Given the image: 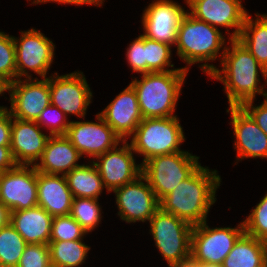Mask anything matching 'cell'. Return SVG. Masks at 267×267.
<instances>
[{
  "mask_svg": "<svg viewBox=\"0 0 267 267\" xmlns=\"http://www.w3.org/2000/svg\"><path fill=\"white\" fill-rule=\"evenodd\" d=\"M230 42L231 46L220 53L223 69L216 68L209 76L225 85L229 106H241L254 100L257 93L266 98L267 90L263 89V85L258 86L261 83L259 72L265 77V68L238 39H230Z\"/></svg>",
  "mask_w": 267,
  "mask_h": 267,
  "instance_id": "obj_1",
  "label": "cell"
},
{
  "mask_svg": "<svg viewBox=\"0 0 267 267\" xmlns=\"http://www.w3.org/2000/svg\"><path fill=\"white\" fill-rule=\"evenodd\" d=\"M220 182L216 170L200 166L160 201V208L193 226L201 224L216 201L215 193Z\"/></svg>",
  "mask_w": 267,
  "mask_h": 267,
  "instance_id": "obj_2",
  "label": "cell"
},
{
  "mask_svg": "<svg viewBox=\"0 0 267 267\" xmlns=\"http://www.w3.org/2000/svg\"><path fill=\"white\" fill-rule=\"evenodd\" d=\"M188 70L150 72L134 79V88L141 114L146 118L174 117L176 103Z\"/></svg>",
  "mask_w": 267,
  "mask_h": 267,
  "instance_id": "obj_3",
  "label": "cell"
},
{
  "mask_svg": "<svg viewBox=\"0 0 267 267\" xmlns=\"http://www.w3.org/2000/svg\"><path fill=\"white\" fill-rule=\"evenodd\" d=\"M177 54L187 65L207 62L199 67L210 75L217 67L209 65L208 61L215 60L219 51L226 47L225 37L218 28L206 22L195 19L188 12L184 14L177 29L176 42ZM223 45V46H222Z\"/></svg>",
  "mask_w": 267,
  "mask_h": 267,
  "instance_id": "obj_4",
  "label": "cell"
},
{
  "mask_svg": "<svg viewBox=\"0 0 267 267\" xmlns=\"http://www.w3.org/2000/svg\"><path fill=\"white\" fill-rule=\"evenodd\" d=\"M131 137L133 153L144 156L141 165L154 156L182 151L179 145L185 140L177 116L143 119Z\"/></svg>",
  "mask_w": 267,
  "mask_h": 267,
  "instance_id": "obj_5",
  "label": "cell"
},
{
  "mask_svg": "<svg viewBox=\"0 0 267 267\" xmlns=\"http://www.w3.org/2000/svg\"><path fill=\"white\" fill-rule=\"evenodd\" d=\"M150 233L169 267L187 264L191 260L193 225L159 208L150 218Z\"/></svg>",
  "mask_w": 267,
  "mask_h": 267,
  "instance_id": "obj_6",
  "label": "cell"
},
{
  "mask_svg": "<svg viewBox=\"0 0 267 267\" xmlns=\"http://www.w3.org/2000/svg\"><path fill=\"white\" fill-rule=\"evenodd\" d=\"M198 159L187 151L154 156L142 164V175L160 202L201 166Z\"/></svg>",
  "mask_w": 267,
  "mask_h": 267,
  "instance_id": "obj_7",
  "label": "cell"
},
{
  "mask_svg": "<svg viewBox=\"0 0 267 267\" xmlns=\"http://www.w3.org/2000/svg\"><path fill=\"white\" fill-rule=\"evenodd\" d=\"M244 223L236 228L210 229L207 222L194 225L191 233V263L222 265L235 242L244 233Z\"/></svg>",
  "mask_w": 267,
  "mask_h": 267,
  "instance_id": "obj_8",
  "label": "cell"
},
{
  "mask_svg": "<svg viewBox=\"0 0 267 267\" xmlns=\"http://www.w3.org/2000/svg\"><path fill=\"white\" fill-rule=\"evenodd\" d=\"M16 50V80L25 76L31 78L26 69L46 78L54 58L55 45L40 31H21V38L14 37Z\"/></svg>",
  "mask_w": 267,
  "mask_h": 267,
  "instance_id": "obj_9",
  "label": "cell"
},
{
  "mask_svg": "<svg viewBox=\"0 0 267 267\" xmlns=\"http://www.w3.org/2000/svg\"><path fill=\"white\" fill-rule=\"evenodd\" d=\"M6 91L10 93L9 112L13 118L37 121L41 112L51 104L49 77L43 80L17 79L6 86Z\"/></svg>",
  "mask_w": 267,
  "mask_h": 267,
  "instance_id": "obj_10",
  "label": "cell"
},
{
  "mask_svg": "<svg viewBox=\"0 0 267 267\" xmlns=\"http://www.w3.org/2000/svg\"><path fill=\"white\" fill-rule=\"evenodd\" d=\"M17 165L0 173V201L11 211L38 205L37 171L34 165Z\"/></svg>",
  "mask_w": 267,
  "mask_h": 267,
  "instance_id": "obj_11",
  "label": "cell"
},
{
  "mask_svg": "<svg viewBox=\"0 0 267 267\" xmlns=\"http://www.w3.org/2000/svg\"><path fill=\"white\" fill-rule=\"evenodd\" d=\"M113 192L116 195L118 215L127 223L149 221L160 208L159 200L142 174Z\"/></svg>",
  "mask_w": 267,
  "mask_h": 267,
  "instance_id": "obj_12",
  "label": "cell"
},
{
  "mask_svg": "<svg viewBox=\"0 0 267 267\" xmlns=\"http://www.w3.org/2000/svg\"><path fill=\"white\" fill-rule=\"evenodd\" d=\"M49 77L51 104L57 106L64 114L84 117L91 103L92 92L83 72L65 75L54 73Z\"/></svg>",
  "mask_w": 267,
  "mask_h": 267,
  "instance_id": "obj_13",
  "label": "cell"
},
{
  "mask_svg": "<svg viewBox=\"0 0 267 267\" xmlns=\"http://www.w3.org/2000/svg\"><path fill=\"white\" fill-rule=\"evenodd\" d=\"M122 142L124 144L122 147L117 148L116 145L97 156L96 162L93 160L108 193L134 181L142 174V165L135 163L131 145L127 140Z\"/></svg>",
  "mask_w": 267,
  "mask_h": 267,
  "instance_id": "obj_14",
  "label": "cell"
},
{
  "mask_svg": "<svg viewBox=\"0 0 267 267\" xmlns=\"http://www.w3.org/2000/svg\"><path fill=\"white\" fill-rule=\"evenodd\" d=\"M96 119L100 122L71 121L67 129L65 136L81 156L87 154L95 158L122 143V139L99 114Z\"/></svg>",
  "mask_w": 267,
  "mask_h": 267,
  "instance_id": "obj_15",
  "label": "cell"
},
{
  "mask_svg": "<svg viewBox=\"0 0 267 267\" xmlns=\"http://www.w3.org/2000/svg\"><path fill=\"white\" fill-rule=\"evenodd\" d=\"M188 12L195 19L217 26L235 28L230 39H237L247 16L241 0H186Z\"/></svg>",
  "mask_w": 267,
  "mask_h": 267,
  "instance_id": "obj_16",
  "label": "cell"
},
{
  "mask_svg": "<svg viewBox=\"0 0 267 267\" xmlns=\"http://www.w3.org/2000/svg\"><path fill=\"white\" fill-rule=\"evenodd\" d=\"M182 6L172 0H155L143 12L144 36L175 45L177 29L185 14Z\"/></svg>",
  "mask_w": 267,
  "mask_h": 267,
  "instance_id": "obj_17",
  "label": "cell"
},
{
  "mask_svg": "<svg viewBox=\"0 0 267 267\" xmlns=\"http://www.w3.org/2000/svg\"><path fill=\"white\" fill-rule=\"evenodd\" d=\"M237 158H267V135L241 106H230Z\"/></svg>",
  "mask_w": 267,
  "mask_h": 267,
  "instance_id": "obj_18",
  "label": "cell"
},
{
  "mask_svg": "<svg viewBox=\"0 0 267 267\" xmlns=\"http://www.w3.org/2000/svg\"><path fill=\"white\" fill-rule=\"evenodd\" d=\"M40 128L36 121L12 117L10 148L18 165L32 166L40 159L50 137Z\"/></svg>",
  "mask_w": 267,
  "mask_h": 267,
  "instance_id": "obj_19",
  "label": "cell"
},
{
  "mask_svg": "<svg viewBox=\"0 0 267 267\" xmlns=\"http://www.w3.org/2000/svg\"><path fill=\"white\" fill-rule=\"evenodd\" d=\"M99 115L122 140L130 138L144 119L135 90L130 84Z\"/></svg>",
  "mask_w": 267,
  "mask_h": 267,
  "instance_id": "obj_20",
  "label": "cell"
},
{
  "mask_svg": "<svg viewBox=\"0 0 267 267\" xmlns=\"http://www.w3.org/2000/svg\"><path fill=\"white\" fill-rule=\"evenodd\" d=\"M37 192L38 205L52 217L70 214L74 197L65 175L37 172Z\"/></svg>",
  "mask_w": 267,
  "mask_h": 267,
  "instance_id": "obj_21",
  "label": "cell"
},
{
  "mask_svg": "<svg viewBox=\"0 0 267 267\" xmlns=\"http://www.w3.org/2000/svg\"><path fill=\"white\" fill-rule=\"evenodd\" d=\"M81 154L65 135L50 136L40 157L35 163L37 172L55 175H66L75 167Z\"/></svg>",
  "mask_w": 267,
  "mask_h": 267,
  "instance_id": "obj_22",
  "label": "cell"
},
{
  "mask_svg": "<svg viewBox=\"0 0 267 267\" xmlns=\"http://www.w3.org/2000/svg\"><path fill=\"white\" fill-rule=\"evenodd\" d=\"M53 217L41 206L11 211L10 224L19 232L27 244L50 242Z\"/></svg>",
  "mask_w": 267,
  "mask_h": 267,
  "instance_id": "obj_23",
  "label": "cell"
},
{
  "mask_svg": "<svg viewBox=\"0 0 267 267\" xmlns=\"http://www.w3.org/2000/svg\"><path fill=\"white\" fill-rule=\"evenodd\" d=\"M222 267H267V242L244 232L225 257Z\"/></svg>",
  "mask_w": 267,
  "mask_h": 267,
  "instance_id": "obj_24",
  "label": "cell"
},
{
  "mask_svg": "<svg viewBox=\"0 0 267 267\" xmlns=\"http://www.w3.org/2000/svg\"><path fill=\"white\" fill-rule=\"evenodd\" d=\"M256 15L255 21L247 14L238 40L256 58L258 63L267 67V15Z\"/></svg>",
  "mask_w": 267,
  "mask_h": 267,
  "instance_id": "obj_25",
  "label": "cell"
},
{
  "mask_svg": "<svg viewBox=\"0 0 267 267\" xmlns=\"http://www.w3.org/2000/svg\"><path fill=\"white\" fill-rule=\"evenodd\" d=\"M65 177L74 198L98 199L105 188L96 166L92 163L75 167Z\"/></svg>",
  "mask_w": 267,
  "mask_h": 267,
  "instance_id": "obj_26",
  "label": "cell"
},
{
  "mask_svg": "<svg viewBox=\"0 0 267 267\" xmlns=\"http://www.w3.org/2000/svg\"><path fill=\"white\" fill-rule=\"evenodd\" d=\"M82 240L50 241V262L61 267H79L85 263L90 247Z\"/></svg>",
  "mask_w": 267,
  "mask_h": 267,
  "instance_id": "obj_27",
  "label": "cell"
},
{
  "mask_svg": "<svg viewBox=\"0 0 267 267\" xmlns=\"http://www.w3.org/2000/svg\"><path fill=\"white\" fill-rule=\"evenodd\" d=\"M26 241L11 224L0 228V267H17Z\"/></svg>",
  "mask_w": 267,
  "mask_h": 267,
  "instance_id": "obj_28",
  "label": "cell"
},
{
  "mask_svg": "<svg viewBox=\"0 0 267 267\" xmlns=\"http://www.w3.org/2000/svg\"><path fill=\"white\" fill-rule=\"evenodd\" d=\"M145 60L147 61V73L166 72L172 70H188V67L166 69L174 67L171 64V45L145 36Z\"/></svg>",
  "mask_w": 267,
  "mask_h": 267,
  "instance_id": "obj_29",
  "label": "cell"
},
{
  "mask_svg": "<svg viewBox=\"0 0 267 267\" xmlns=\"http://www.w3.org/2000/svg\"><path fill=\"white\" fill-rule=\"evenodd\" d=\"M101 207L98 199L74 198L70 215L88 233L94 230L101 221Z\"/></svg>",
  "mask_w": 267,
  "mask_h": 267,
  "instance_id": "obj_30",
  "label": "cell"
},
{
  "mask_svg": "<svg viewBox=\"0 0 267 267\" xmlns=\"http://www.w3.org/2000/svg\"><path fill=\"white\" fill-rule=\"evenodd\" d=\"M0 81L8 86L16 81V50L14 37L0 32Z\"/></svg>",
  "mask_w": 267,
  "mask_h": 267,
  "instance_id": "obj_31",
  "label": "cell"
},
{
  "mask_svg": "<svg viewBox=\"0 0 267 267\" xmlns=\"http://www.w3.org/2000/svg\"><path fill=\"white\" fill-rule=\"evenodd\" d=\"M86 234L70 214L55 216L52 219L50 241H74L82 239Z\"/></svg>",
  "mask_w": 267,
  "mask_h": 267,
  "instance_id": "obj_32",
  "label": "cell"
},
{
  "mask_svg": "<svg viewBox=\"0 0 267 267\" xmlns=\"http://www.w3.org/2000/svg\"><path fill=\"white\" fill-rule=\"evenodd\" d=\"M243 223L246 234L267 242V193Z\"/></svg>",
  "mask_w": 267,
  "mask_h": 267,
  "instance_id": "obj_33",
  "label": "cell"
},
{
  "mask_svg": "<svg viewBox=\"0 0 267 267\" xmlns=\"http://www.w3.org/2000/svg\"><path fill=\"white\" fill-rule=\"evenodd\" d=\"M36 123L41 127L50 130V136L66 135L67 129L71 123L67 120L64 114L57 106L52 104L48 105L40 114Z\"/></svg>",
  "mask_w": 267,
  "mask_h": 267,
  "instance_id": "obj_34",
  "label": "cell"
},
{
  "mask_svg": "<svg viewBox=\"0 0 267 267\" xmlns=\"http://www.w3.org/2000/svg\"><path fill=\"white\" fill-rule=\"evenodd\" d=\"M50 250L47 244H27L17 267H47Z\"/></svg>",
  "mask_w": 267,
  "mask_h": 267,
  "instance_id": "obj_35",
  "label": "cell"
},
{
  "mask_svg": "<svg viewBox=\"0 0 267 267\" xmlns=\"http://www.w3.org/2000/svg\"><path fill=\"white\" fill-rule=\"evenodd\" d=\"M128 64L133 72L147 73V61L145 60V36H138L127 48L126 54Z\"/></svg>",
  "mask_w": 267,
  "mask_h": 267,
  "instance_id": "obj_36",
  "label": "cell"
},
{
  "mask_svg": "<svg viewBox=\"0 0 267 267\" xmlns=\"http://www.w3.org/2000/svg\"><path fill=\"white\" fill-rule=\"evenodd\" d=\"M253 101L250 100L241 105V107L251 116L254 122L267 135V97L259 106H253Z\"/></svg>",
  "mask_w": 267,
  "mask_h": 267,
  "instance_id": "obj_37",
  "label": "cell"
},
{
  "mask_svg": "<svg viewBox=\"0 0 267 267\" xmlns=\"http://www.w3.org/2000/svg\"><path fill=\"white\" fill-rule=\"evenodd\" d=\"M6 107H0V146H10L12 116Z\"/></svg>",
  "mask_w": 267,
  "mask_h": 267,
  "instance_id": "obj_38",
  "label": "cell"
},
{
  "mask_svg": "<svg viewBox=\"0 0 267 267\" xmlns=\"http://www.w3.org/2000/svg\"><path fill=\"white\" fill-rule=\"evenodd\" d=\"M17 165L10 146H0V173L13 169Z\"/></svg>",
  "mask_w": 267,
  "mask_h": 267,
  "instance_id": "obj_39",
  "label": "cell"
},
{
  "mask_svg": "<svg viewBox=\"0 0 267 267\" xmlns=\"http://www.w3.org/2000/svg\"><path fill=\"white\" fill-rule=\"evenodd\" d=\"M104 0H39V3H46V2H57L62 4H75V5H84V4H90V5H96V6H102Z\"/></svg>",
  "mask_w": 267,
  "mask_h": 267,
  "instance_id": "obj_40",
  "label": "cell"
},
{
  "mask_svg": "<svg viewBox=\"0 0 267 267\" xmlns=\"http://www.w3.org/2000/svg\"><path fill=\"white\" fill-rule=\"evenodd\" d=\"M11 210L0 201V228L10 224Z\"/></svg>",
  "mask_w": 267,
  "mask_h": 267,
  "instance_id": "obj_41",
  "label": "cell"
},
{
  "mask_svg": "<svg viewBox=\"0 0 267 267\" xmlns=\"http://www.w3.org/2000/svg\"><path fill=\"white\" fill-rule=\"evenodd\" d=\"M195 267H222V265L209 264V263H192Z\"/></svg>",
  "mask_w": 267,
  "mask_h": 267,
  "instance_id": "obj_42",
  "label": "cell"
},
{
  "mask_svg": "<svg viewBox=\"0 0 267 267\" xmlns=\"http://www.w3.org/2000/svg\"><path fill=\"white\" fill-rule=\"evenodd\" d=\"M5 91H6V86L0 81V95H2Z\"/></svg>",
  "mask_w": 267,
  "mask_h": 267,
  "instance_id": "obj_43",
  "label": "cell"
},
{
  "mask_svg": "<svg viewBox=\"0 0 267 267\" xmlns=\"http://www.w3.org/2000/svg\"><path fill=\"white\" fill-rule=\"evenodd\" d=\"M177 267H195L191 262Z\"/></svg>",
  "mask_w": 267,
  "mask_h": 267,
  "instance_id": "obj_44",
  "label": "cell"
},
{
  "mask_svg": "<svg viewBox=\"0 0 267 267\" xmlns=\"http://www.w3.org/2000/svg\"><path fill=\"white\" fill-rule=\"evenodd\" d=\"M47 267H61V266L53 264V263L50 262V264Z\"/></svg>",
  "mask_w": 267,
  "mask_h": 267,
  "instance_id": "obj_45",
  "label": "cell"
},
{
  "mask_svg": "<svg viewBox=\"0 0 267 267\" xmlns=\"http://www.w3.org/2000/svg\"><path fill=\"white\" fill-rule=\"evenodd\" d=\"M264 79H265V82L267 83V67L265 68V77H264Z\"/></svg>",
  "mask_w": 267,
  "mask_h": 267,
  "instance_id": "obj_46",
  "label": "cell"
},
{
  "mask_svg": "<svg viewBox=\"0 0 267 267\" xmlns=\"http://www.w3.org/2000/svg\"><path fill=\"white\" fill-rule=\"evenodd\" d=\"M27 1H29V0H27ZM39 3V0H34L33 1V4H38Z\"/></svg>",
  "mask_w": 267,
  "mask_h": 267,
  "instance_id": "obj_47",
  "label": "cell"
}]
</instances>
